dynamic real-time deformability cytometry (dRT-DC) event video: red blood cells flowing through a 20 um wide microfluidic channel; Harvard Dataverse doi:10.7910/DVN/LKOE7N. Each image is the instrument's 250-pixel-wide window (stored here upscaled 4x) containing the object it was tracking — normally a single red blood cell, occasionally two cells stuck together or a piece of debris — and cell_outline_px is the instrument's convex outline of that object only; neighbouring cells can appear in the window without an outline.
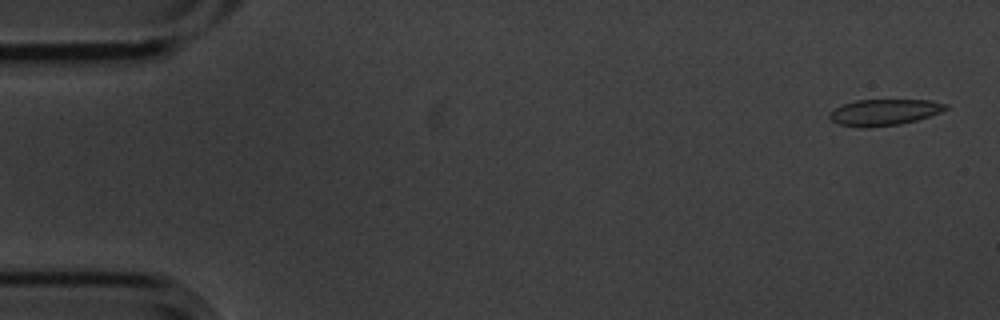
{"species": "common noctule bat (a hibernating species)", "species_latin": "Nyctalus noctula", "temperature_condition": "cold", "stored_images_in_passage": 4, "camera_frame_rate_fps": 3000, "um_per_image_px": 0.085, "animal": {"sex": "male", "body_mass_g": 20.1, "forearm_length_mm": 53.5}, "frame": {"image": 1, "passage_image": 1, "time_ms": 0.0, "image_size_px": [1000, 320], "cell_outline_px": [[948, 108], [940, 112], [916, 120], [900, 124], [868, 128], [840, 124], [832, 120], [828, 116], [836, 108], [844, 104], [856, 100], [928, 100], [948, 104]], "centroid_in_image_um": [75.18, 9.54], "position_along_channel_um": 9.8, "area_um2": 17.46}}